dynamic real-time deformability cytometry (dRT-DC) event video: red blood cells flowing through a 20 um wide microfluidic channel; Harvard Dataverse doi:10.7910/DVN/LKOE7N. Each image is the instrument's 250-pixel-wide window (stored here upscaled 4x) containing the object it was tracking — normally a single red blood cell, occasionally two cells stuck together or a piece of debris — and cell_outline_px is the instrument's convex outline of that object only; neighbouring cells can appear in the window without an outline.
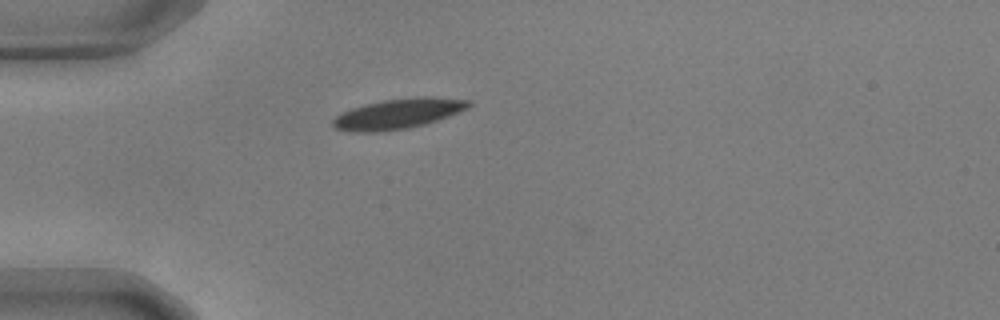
{"species": "common noctule bat (a hibernating species)", "species_latin": "Nyctalus noctula", "temperature_condition": "warm", "stored_images_in_passage": 33, "camera_frame_rate_fps": 3000, "um_per_image_px": 0.085, "animal": {"sex": "male", "body_mass_g": 17.9, "forearm_length_mm": 54.2}, "frame": {"image": 1, "passage_image": 2, "time_ms": 0.333, "image_size_px": [1000, 320], "cell_outline_px": [[472, 104], [468, 108], [448, 116], [424, 124], [408, 128], [376, 132], [352, 132], [336, 128], [332, 124], [332, 120], [336, 116], [352, 108], [364, 104], [384, 100], [420, 96], [432, 96], [472, 100]], "centroid_in_image_um": [33.87, 9.65], "position_along_channel_um": 51.1, "area_um2": 23.81}}
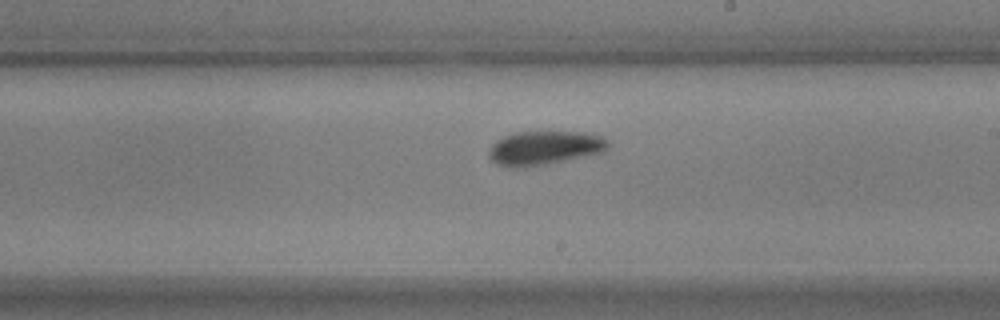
{"frame": {"image": 2, "passage_image": 19, "time_ms": 6.0, "image_size_px": [1000, 320], "cell_outline_px": [[608, 148], [600, 152], [548, 164], [524, 168], [512, 168], [496, 164], [488, 156], [488, 152], [492, 144], [496, 140], [504, 136], [516, 132], [588, 132], [600, 136], [608, 140]], "centroid_in_image_um": [46.23, 12.58], "position_along_channel_um": 242.8, "area_um2": 23.58}}
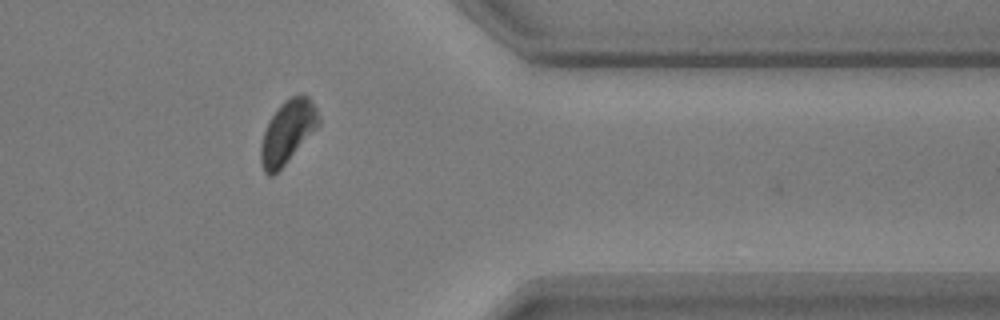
{"frame": {"image": 3, "passage_image": 32, "time_ms": 10.333, "image_size_px": [1000, 320], "cell_outline_px": [[320, 124], [284, 164], [272, 176], [268, 176], [264, 172], [260, 160], [260, 148], [264, 132], [268, 120], [280, 104], [284, 100], [292, 96], [308, 96], [316, 108], [320, 116]], "centroid_in_image_um": [24.42, 11.2], "position_along_channel_um": 387.0, "area_um2": 20.87}}